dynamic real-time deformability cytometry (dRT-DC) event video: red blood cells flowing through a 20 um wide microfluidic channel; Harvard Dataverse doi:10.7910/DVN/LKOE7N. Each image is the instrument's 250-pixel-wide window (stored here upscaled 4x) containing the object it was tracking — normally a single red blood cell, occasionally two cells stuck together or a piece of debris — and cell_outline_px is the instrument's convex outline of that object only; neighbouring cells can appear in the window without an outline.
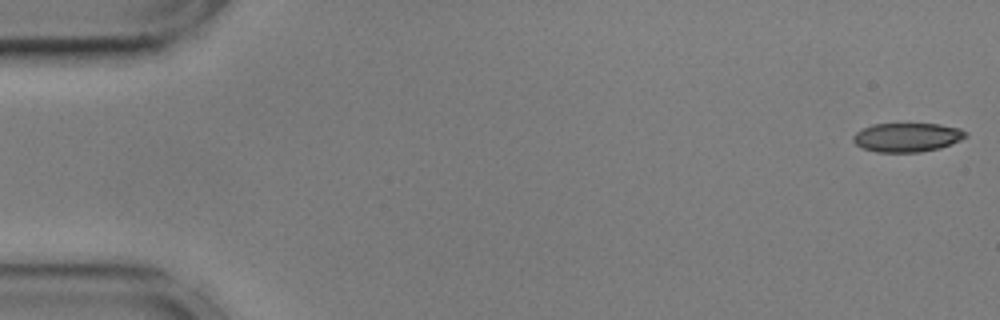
{"species": "common noctule bat (a hibernating species)", "species_latin": "Nyctalus noctula", "temperature_condition": "cold", "stored_images_in_passage": 16, "camera_frame_rate_fps": 3000, "um_per_image_px": 0.085, "animal": {"sex": "male", "body_mass_g": 17.9, "forearm_length_mm": 54.2}, "frame": {"image": 1, "passage_image": 1, "time_ms": 0.0, "image_size_px": [1000, 320], "cell_outline_px": [[968, 136], [960, 140], [940, 148], [920, 152], [876, 152], [864, 148], [856, 144], [852, 140], [852, 136], [856, 132], [872, 124], [940, 124], [960, 128], [968, 132]], "centroid_in_image_um": [77.12, 11.67], "position_along_channel_um": 7.9, "area_um2": 19.02}}
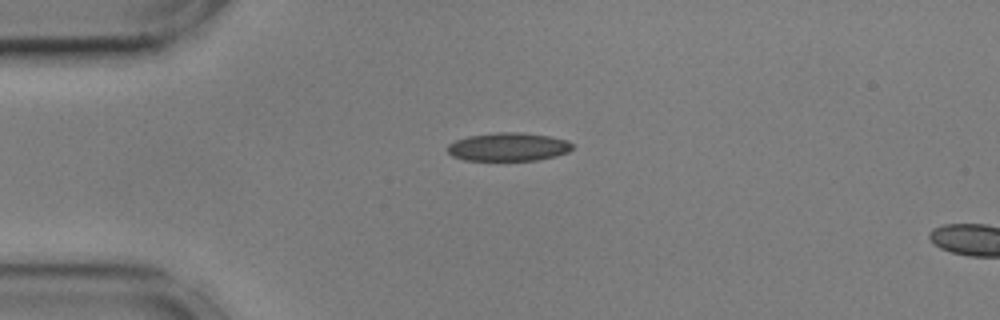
{"frame": {"image": 2, "passage_image": 13, "time_ms": 4.0, "image_size_px": [1000, 320], "cell_outline_px": [[572, 148], [568, 152], [556, 156], [536, 160], [464, 160], [452, 156], [448, 152], [448, 144], [456, 140], [468, 136], [496, 132], [524, 132], [548, 136], [568, 140], [572, 144]], "centroid_in_image_um": [43.21, 12.48], "position_along_channel_um": 41.8, "area_um2": 20.63}}